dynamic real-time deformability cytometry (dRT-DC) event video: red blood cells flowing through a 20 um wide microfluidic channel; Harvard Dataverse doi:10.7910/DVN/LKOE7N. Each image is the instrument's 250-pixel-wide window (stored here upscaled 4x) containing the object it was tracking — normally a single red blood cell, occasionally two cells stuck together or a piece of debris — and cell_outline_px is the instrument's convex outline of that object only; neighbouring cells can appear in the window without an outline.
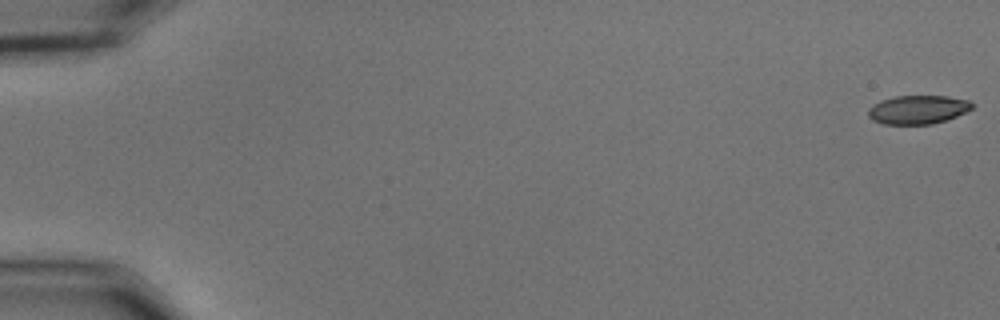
{"species": "common noctule bat (a hibernating species)", "species_latin": "Nyctalus noctula", "temperature_condition": "cold", "stored_images_in_passage": 11, "camera_frame_rate_fps": 3000, "um_per_image_px": 0.085, "animal": {"sex": "male", "body_mass_g": 15.6}, "frame": {"image": 1, "passage_image": 1, "time_ms": 0.0, "image_size_px": [1000, 320], "cell_outline_px": [[972, 108], [956, 116], [932, 124], [884, 124], [872, 120], [868, 116], [868, 108], [872, 104], [880, 100], [896, 96], [948, 96], [968, 100], [972, 104]], "centroid_in_image_um": [77.96, 9.31], "position_along_channel_um": 7.0, "area_um2": 17.28}}